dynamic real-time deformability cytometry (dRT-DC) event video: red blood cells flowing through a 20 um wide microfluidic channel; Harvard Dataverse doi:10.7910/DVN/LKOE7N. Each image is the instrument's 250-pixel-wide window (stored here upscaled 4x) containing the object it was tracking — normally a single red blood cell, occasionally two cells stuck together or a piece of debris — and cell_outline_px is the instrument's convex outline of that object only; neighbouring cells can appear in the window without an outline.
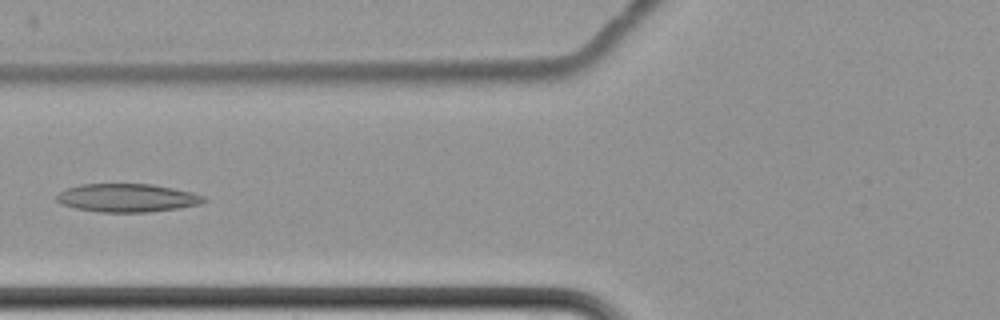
{"species": "common noctule bat (a hibernating species)", "species_latin": "Nyctalus noctula", "temperature_condition": "cold", "stored_images_in_passage": 8, "camera_frame_rate_fps": 3000, "um_per_image_px": 0.085, "animal": {"sex": "female", "body_mass_g": 22.7, "forearm_length_mm": 54.2}, "frame": {"image": 1, "passage_image": 8, "time_ms": 9.333, "image_size_px": [1000, 320], "cell_outline_px": [[208, 200], [200, 204], [180, 208], [148, 212], [100, 212], [76, 208], [60, 204], [56, 200], [56, 196], [64, 188], [80, 184], [152, 184], [192, 192], [204, 196]], "centroid_in_image_um": [10.8, 16.82], "position_along_channel_um": 115.0, "area_um2": 24.39}}